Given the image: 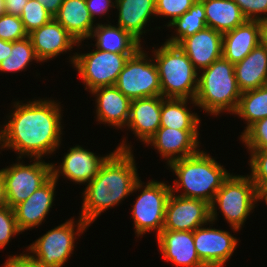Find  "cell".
<instances>
[{
  "label": "cell",
  "instance_id": "cell-8",
  "mask_svg": "<svg viewBox=\"0 0 267 267\" xmlns=\"http://www.w3.org/2000/svg\"><path fill=\"white\" fill-rule=\"evenodd\" d=\"M132 55L96 49L86 54L76 53L70 60L86 84L85 90L88 88L91 92L100 87L115 85L127 59Z\"/></svg>",
  "mask_w": 267,
  "mask_h": 267
},
{
  "label": "cell",
  "instance_id": "cell-36",
  "mask_svg": "<svg viewBox=\"0 0 267 267\" xmlns=\"http://www.w3.org/2000/svg\"><path fill=\"white\" fill-rule=\"evenodd\" d=\"M250 177L256 187L267 185V149L250 150Z\"/></svg>",
  "mask_w": 267,
  "mask_h": 267
},
{
  "label": "cell",
  "instance_id": "cell-39",
  "mask_svg": "<svg viewBox=\"0 0 267 267\" xmlns=\"http://www.w3.org/2000/svg\"><path fill=\"white\" fill-rule=\"evenodd\" d=\"M4 267H51L47 266L36 259H34L29 253L13 255L5 262Z\"/></svg>",
  "mask_w": 267,
  "mask_h": 267
},
{
  "label": "cell",
  "instance_id": "cell-23",
  "mask_svg": "<svg viewBox=\"0 0 267 267\" xmlns=\"http://www.w3.org/2000/svg\"><path fill=\"white\" fill-rule=\"evenodd\" d=\"M241 92L267 85V46L259 43L242 61L234 64Z\"/></svg>",
  "mask_w": 267,
  "mask_h": 267
},
{
  "label": "cell",
  "instance_id": "cell-19",
  "mask_svg": "<svg viewBox=\"0 0 267 267\" xmlns=\"http://www.w3.org/2000/svg\"><path fill=\"white\" fill-rule=\"evenodd\" d=\"M57 181L52 176L44 185L35 190L30 197L13 207L16 222L21 233L39 226L52 208Z\"/></svg>",
  "mask_w": 267,
  "mask_h": 267
},
{
  "label": "cell",
  "instance_id": "cell-46",
  "mask_svg": "<svg viewBox=\"0 0 267 267\" xmlns=\"http://www.w3.org/2000/svg\"><path fill=\"white\" fill-rule=\"evenodd\" d=\"M257 200H265L267 204V185L257 188Z\"/></svg>",
  "mask_w": 267,
  "mask_h": 267
},
{
  "label": "cell",
  "instance_id": "cell-41",
  "mask_svg": "<svg viewBox=\"0 0 267 267\" xmlns=\"http://www.w3.org/2000/svg\"><path fill=\"white\" fill-rule=\"evenodd\" d=\"M28 0H4L5 13L20 17Z\"/></svg>",
  "mask_w": 267,
  "mask_h": 267
},
{
  "label": "cell",
  "instance_id": "cell-44",
  "mask_svg": "<svg viewBox=\"0 0 267 267\" xmlns=\"http://www.w3.org/2000/svg\"><path fill=\"white\" fill-rule=\"evenodd\" d=\"M12 42L0 39V62L11 54Z\"/></svg>",
  "mask_w": 267,
  "mask_h": 267
},
{
  "label": "cell",
  "instance_id": "cell-33",
  "mask_svg": "<svg viewBox=\"0 0 267 267\" xmlns=\"http://www.w3.org/2000/svg\"><path fill=\"white\" fill-rule=\"evenodd\" d=\"M240 136L248 150L267 149V117L255 122Z\"/></svg>",
  "mask_w": 267,
  "mask_h": 267
},
{
  "label": "cell",
  "instance_id": "cell-38",
  "mask_svg": "<svg viewBox=\"0 0 267 267\" xmlns=\"http://www.w3.org/2000/svg\"><path fill=\"white\" fill-rule=\"evenodd\" d=\"M247 20H259L266 17L267 0H233ZM260 14V15H259ZM263 14V16L261 15ZM265 14V16H264Z\"/></svg>",
  "mask_w": 267,
  "mask_h": 267
},
{
  "label": "cell",
  "instance_id": "cell-14",
  "mask_svg": "<svg viewBox=\"0 0 267 267\" xmlns=\"http://www.w3.org/2000/svg\"><path fill=\"white\" fill-rule=\"evenodd\" d=\"M198 135V130L160 127L146 144H152L151 146L155 147L163 158L168 159L169 165L173 161L193 156L200 151Z\"/></svg>",
  "mask_w": 267,
  "mask_h": 267
},
{
  "label": "cell",
  "instance_id": "cell-11",
  "mask_svg": "<svg viewBox=\"0 0 267 267\" xmlns=\"http://www.w3.org/2000/svg\"><path fill=\"white\" fill-rule=\"evenodd\" d=\"M144 187L132 209L135 233L139 237L148 231L156 230L158 236L164 226L165 208L171 186L151 180Z\"/></svg>",
  "mask_w": 267,
  "mask_h": 267
},
{
  "label": "cell",
  "instance_id": "cell-21",
  "mask_svg": "<svg viewBox=\"0 0 267 267\" xmlns=\"http://www.w3.org/2000/svg\"><path fill=\"white\" fill-rule=\"evenodd\" d=\"M91 93L97 102V119L117 128L124 127L128 123L132 100L126 97L115 85L97 88Z\"/></svg>",
  "mask_w": 267,
  "mask_h": 267
},
{
  "label": "cell",
  "instance_id": "cell-28",
  "mask_svg": "<svg viewBox=\"0 0 267 267\" xmlns=\"http://www.w3.org/2000/svg\"><path fill=\"white\" fill-rule=\"evenodd\" d=\"M185 98H164L161 96L160 127L176 130H198L200 118L186 108Z\"/></svg>",
  "mask_w": 267,
  "mask_h": 267
},
{
  "label": "cell",
  "instance_id": "cell-43",
  "mask_svg": "<svg viewBox=\"0 0 267 267\" xmlns=\"http://www.w3.org/2000/svg\"><path fill=\"white\" fill-rule=\"evenodd\" d=\"M259 25L260 43L267 46V16L257 20Z\"/></svg>",
  "mask_w": 267,
  "mask_h": 267
},
{
  "label": "cell",
  "instance_id": "cell-1",
  "mask_svg": "<svg viewBox=\"0 0 267 267\" xmlns=\"http://www.w3.org/2000/svg\"><path fill=\"white\" fill-rule=\"evenodd\" d=\"M14 104L8 123L1 130L2 148L14 149L34 159L53 153L61 144V107L52 100ZM60 142V143H59Z\"/></svg>",
  "mask_w": 267,
  "mask_h": 267
},
{
  "label": "cell",
  "instance_id": "cell-48",
  "mask_svg": "<svg viewBox=\"0 0 267 267\" xmlns=\"http://www.w3.org/2000/svg\"><path fill=\"white\" fill-rule=\"evenodd\" d=\"M0 147L2 148V135H1V131H0Z\"/></svg>",
  "mask_w": 267,
  "mask_h": 267
},
{
  "label": "cell",
  "instance_id": "cell-30",
  "mask_svg": "<svg viewBox=\"0 0 267 267\" xmlns=\"http://www.w3.org/2000/svg\"><path fill=\"white\" fill-rule=\"evenodd\" d=\"M167 26L176 27L177 36H172L166 42L176 45H178L184 38L203 30L207 27L203 3L200 0H197L187 12Z\"/></svg>",
  "mask_w": 267,
  "mask_h": 267
},
{
  "label": "cell",
  "instance_id": "cell-37",
  "mask_svg": "<svg viewBox=\"0 0 267 267\" xmlns=\"http://www.w3.org/2000/svg\"><path fill=\"white\" fill-rule=\"evenodd\" d=\"M20 232L13 208L8 205L0 208V249L5 248L10 238Z\"/></svg>",
  "mask_w": 267,
  "mask_h": 267
},
{
  "label": "cell",
  "instance_id": "cell-6",
  "mask_svg": "<svg viewBox=\"0 0 267 267\" xmlns=\"http://www.w3.org/2000/svg\"><path fill=\"white\" fill-rule=\"evenodd\" d=\"M257 187L248 176H229L223 181L221 188L216 192L211 205V223L217 220V207L223 213L234 231L241 229L242 225L255 208L257 203Z\"/></svg>",
  "mask_w": 267,
  "mask_h": 267
},
{
  "label": "cell",
  "instance_id": "cell-35",
  "mask_svg": "<svg viewBox=\"0 0 267 267\" xmlns=\"http://www.w3.org/2000/svg\"><path fill=\"white\" fill-rule=\"evenodd\" d=\"M197 0H155L156 16L171 17L170 23L187 12Z\"/></svg>",
  "mask_w": 267,
  "mask_h": 267
},
{
  "label": "cell",
  "instance_id": "cell-24",
  "mask_svg": "<svg viewBox=\"0 0 267 267\" xmlns=\"http://www.w3.org/2000/svg\"><path fill=\"white\" fill-rule=\"evenodd\" d=\"M118 9V26L128 31L134 38L145 33L144 27L152 15H156L155 0H115Z\"/></svg>",
  "mask_w": 267,
  "mask_h": 267
},
{
  "label": "cell",
  "instance_id": "cell-17",
  "mask_svg": "<svg viewBox=\"0 0 267 267\" xmlns=\"http://www.w3.org/2000/svg\"><path fill=\"white\" fill-rule=\"evenodd\" d=\"M39 62L68 51L78 41L55 19L28 34Z\"/></svg>",
  "mask_w": 267,
  "mask_h": 267
},
{
  "label": "cell",
  "instance_id": "cell-12",
  "mask_svg": "<svg viewBox=\"0 0 267 267\" xmlns=\"http://www.w3.org/2000/svg\"><path fill=\"white\" fill-rule=\"evenodd\" d=\"M174 195L171 192L168 197L162 230L194 231L211 222V205L208 202Z\"/></svg>",
  "mask_w": 267,
  "mask_h": 267
},
{
  "label": "cell",
  "instance_id": "cell-32",
  "mask_svg": "<svg viewBox=\"0 0 267 267\" xmlns=\"http://www.w3.org/2000/svg\"><path fill=\"white\" fill-rule=\"evenodd\" d=\"M54 17L37 0H28L20 16L27 34L39 29Z\"/></svg>",
  "mask_w": 267,
  "mask_h": 267
},
{
  "label": "cell",
  "instance_id": "cell-4",
  "mask_svg": "<svg viewBox=\"0 0 267 267\" xmlns=\"http://www.w3.org/2000/svg\"><path fill=\"white\" fill-rule=\"evenodd\" d=\"M202 70L194 99L197 106L216 116L224 111L235 113L242 92L237 84L234 64L222 56Z\"/></svg>",
  "mask_w": 267,
  "mask_h": 267
},
{
  "label": "cell",
  "instance_id": "cell-25",
  "mask_svg": "<svg viewBox=\"0 0 267 267\" xmlns=\"http://www.w3.org/2000/svg\"><path fill=\"white\" fill-rule=\"evenodd\" d=\"M54 18L78 41L90 38L93 18L85 0H64Z\"/></svg>",
  "mask_w": 267,
  "mask_h": 267
},
{
  "label": "cell",
  "instance_id": "cell-47",
  "mask_svg": "<svg viewBox=\"0 0 267 267\" xmlns=\"http://www.w3.org/2000/svg\"><path fill=\"white\" fill-rule=\"evenodd\" d=\"M5 14V5H4V0H0V16Z\"/></svg>",
  "mask_w": 267,
  "mask_h": 267
},
{
  "label": "cell",
  "instance_id": "cell-3",
  "mask_svg": "<svg viewBox=\"0 0 267 267\" xmlns=\"http://www.w3.org/2000/svg\"><path fill=\"white\" fill-rule=\"evenodd\" d=\"M169 167L178 177L174 181V187H171L172 193L181 188L184 192L178 196L205 200L209 204L230 174L203 150L193 156L173 161Z\"/></svg>",
  "mask_w": 267,
  "mask_h": 267
},
{
  "label": "cell",
  "instance_id": "cell-45",
  "mask_svg": "<svg viewBox=\"0 0 267 267\" xmlns=\"http://www.w3.org/2000/svg\"><path fill=\"white\" fill-rule=\"evenodd\" d=\"M7 197H6V189H5V180L0 171V208L7 206Z\"/></svg>",
  "mask_w": 267,
  "mask_h": 267
},
{
  "label": "cell",
  "instance_id": "cell-10",
  "mask_svg": "<svg viewBox=\"0 0 267 267\" xmlns=\"http://www.w3.org/2000/svg\"><path fill=\"white\" fill-rule=\"evenodd\" d=\"M33 164L16 163L1 169L5 180L8 206L13 208L27 200L32 193L52 177V163L34 158Z\"/></svg>",
  "mask_w": 267,
  "mask_h": 267
},
{
  "label": "cell",
  "instance_id": "cell-16",
  "mask_svg": "<svg viewBox=\"0 0 267 267\" xmlns=\"http://www.w3.org/2000/svg\"><path fill=\"white\" fill-rule=\"evenodd\" d=\"M222 44L223 34L206 27L184 38L178 45L188 56L194 68L202 71L222 57Z\"/></svg>",
  "mask_w": 267,
  "mask_h": 267
},
{
  "label": "cell",
  "instance_id": "cell-42",
  "mask_svg": "<svg viewBox=\"0 0 267 267\" xmlns=\"http://www.w3.org/2000/svg\"><path fill=\"white\" fill-rule=\"evenodd\" d=\"M54 17L64 0H37Z\"/></svg>",
  "mask_w": 267,
  "mask_h": 267
},
{
  "label": "cell",
  "instance_id": "cell-26",
  "mask_svg": "<svg viewBox=\"0 0 267 267\" xmlns=\"http://www.w3.org/2000/svg\"><path fill=\"white\" fill-rule=\"evenodd\" d=\"M206 14V25L221 34L243 24L247 19L233 0H200Z\"/></svg>",
  "mask_w": 267,
  "mask_h": 267
},
{
  "label": "cell",
  "instance_id": "cell-18",
  "mask_svg": "<svg viewBox=\"0 0 267 267\" xmlns=\"http://www.w3.org/2000/svg\"><path fill=\"white\" fill-rule=\"evenodd\" d=\"M157 241L166 261L182 267H207L197 254L193 231L162 230Z\"/></svg>",
  "mask_w": 267,
  "mask_h": 267
},
{
  "label": "cell",
  "instance_id": "cell-29",
  "mask_svg": "<svg viewBox=\"0 0 267 267\" xmlns=\"http://www.w3.org/2000/svg\"><path fill=\"white\" fill-rule=\"evenodd\" d=\"M236 115L247 121L244 132L255 122L267 117V85L242 92Z\"/></svg>",
  "mask_w": 267,
  "mask_h": 267
},
{
  "label": "cell",
  "instance_id": "cell-15",
  "mask_svg": "<svg viewBox=\"0 0 267 267\" xmlns=\"http://www.w3.org/2000/svg\"><path fill=\"white\" fill-rule=\"evenodd\" d=\"M70 151L65 154L63 162L56 168L52 164V176L57 181L61 173L75 183H89L96 177L102 164L113 153L105 157H98L93 152L75 146L69 149Z\"/></svg>",
  "mask_w": 267,
  "mask_h": 267
},
{
  "label": "cell",
  "instance_id": "cell-13",
  "mask_svg": "<svg viewBox=\"0 0 267 267\" xmlns=\"http://www.w3.org/2000/svg\"><path fill=\"white\" fill-rule=\"evenodd\" d=\"M193 237L197 254L207 267H223L238 242L228 231L202 226L193 231Z\"/></svg>",
  "mask_w": 267,
  "mask_h": 267
},
{
  "label": "cell",
  "instance_id": "cell-31",
  "mask_svg": "<svg viewBox=\"0 0 267 267\" xmlns=\"http://www.w3.org/2000/svg\"><path fill=\"white\" fill-rule=\"evenodd\" d=\"M33 60L39 61L35 54L31 40L27 36L24 39L12 42L11 54L0 62V71H22Z\"/></svg>",
  "mask_w": 267,
  "mask_h": 267
},
{
  "label": "cell",
  "instance_id": "cell-27",
  "mask_svg": "<svg viewBox=\"0 0 267 267\" xmlns=\"http://www.w3.org/2000/svg\"><path fill=\"white\" fill-rule=\"evenodd\" d=\"M96 25L90 35V38L96 37V49L118 54H134L141 48L140 42L120 26L99 23Z\"/></svg>",
  "mask_w": 267,
  "mask_h": 267
},
{
  "label": "cell",
  "instance_id": "cell-34",
  "mask_svg": "<svg viewBox=\"0 0 267 267\" xmlns=\"http://www.w3.org/2000/svg\"><path fill=\"white\" fill-rule=\"evenodd\" d=\"M27 36L20 17L6 13L0 16V39L14 42Z\"/></svg>",
  "mask_w": 267,
  "mask_h": 267
},
{
  "label": "cell",
  "instance_id": "cell-9",
  "mask_svg": "<svg viewBox=\"0 0 267 267\" xmlns=\"http://www.w3.org/2000/svg\"><path fill=\"white\" fill-rule=\"evenodd\" d=\"M77 233L74 231V219L49 230L42 237L29 245L27 250L37 261L51 267H62L74 249L75 236H80L88 228L81 218L78 220ZM77 234V235H76Z\"/></svg>",
  "mask_w": 267,
  "mask_h": 267
},
{
  "label": "cell",
  "instance_id": "cell-7",
  "mask_svg": "<svg viewBox=\"0 0 267 267\" xmlns=\"http://www.w3.org/2000/svg\"><path fill=\"white\" fill-rule=\"evenodd\" d=\"M146 57L148 56L144 50L142 51V47L139 48L127 59L115 83V86L131 100L162 96L156 63Z\"/></svg>",
  "mask_w": 267,
  "mask_h": 267
},
{
  "label": "cell",
  "instance_id": "cell-5",
  "mask_svg": "<svg viewBox=\"0 0 267 267\" xmlns=\"http://www.w3.org/2000/svg\"><path fill=\"white\" fill-rule=\"evenodd\" d=\"M160 77L162 97L185 98L197 105L198 71L185 52L176 44L165 42L153 53Z\"/></svg>",
  "mask_w": 267,
  "mask_h": 267
},
{
  "label": "cell",
  "instance_id": "cell-20",
  "mask_svg": "<svg viewBox=\"0 0 267 267\" xmlns=\"http://www.w3.org/2000/svg\"><path fill=\"white\" fill-rule=\"evenodd\" d=\"M161 96L133 99L130 106L128 126L144 143L160 128Z\"/></svg>",
  "mask_w": 267,
  "mask_h": 267
},
{
  "label": "cell",
  "instance_id": "cell-2",
  "mask_svg": "<svg viewBox=\"0 0 267 267\" xmlns=\"http://www.w3.org/2000/svg\"><path fill=\"white\" fill-rule=\"evenodd\" d=\"M130 145L123 143L106 159L84 191L80 218L88 225L107 208L142 188Z\"/></svg>",
  "mask_w": 267,
  "mask_h": 267
},
{
  "label": "cell",
  "instance_id": "cell-40",
  "mask_svg": "<svg viewBox=\"0 0 267 267\" xmlns=\"http://www.w3.org/2000/svg\"><path fill=\"white\" fill-rule=\"evenodd\" d=\"M88 11L91 17L95 18V15L106 14L110 7H115L114 2L111 0H85Z\"/></svg>",
  "mask_w": 267,
  "mask_h": 267
},
{
  "label": "cell",
  "instance_id": "cell-22",
  "mask_svg": "<svg viewBox=\"0 0 267 267\" xmlns=\"http://www.w3.org/2000/svg\"><path fill=\"white\" fill-rule=\"evenodd\" d=\"M260 43L257 20H246L223 34L222 56L236 64L242 61Z\"/></svg>",
  "mask_w": 267,
  "mask_h": 267
}]
</instances>
